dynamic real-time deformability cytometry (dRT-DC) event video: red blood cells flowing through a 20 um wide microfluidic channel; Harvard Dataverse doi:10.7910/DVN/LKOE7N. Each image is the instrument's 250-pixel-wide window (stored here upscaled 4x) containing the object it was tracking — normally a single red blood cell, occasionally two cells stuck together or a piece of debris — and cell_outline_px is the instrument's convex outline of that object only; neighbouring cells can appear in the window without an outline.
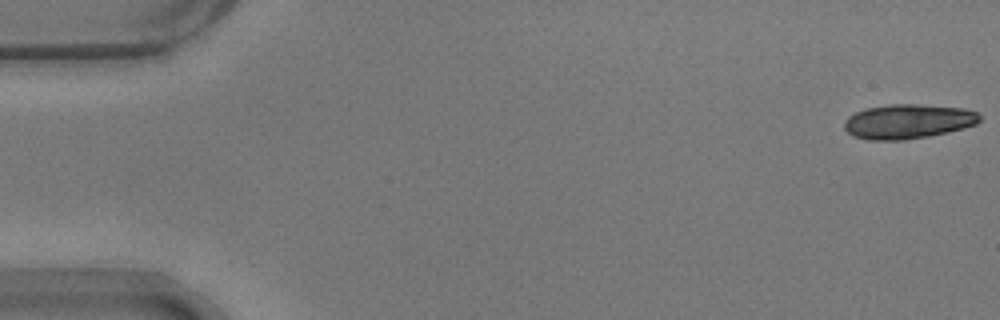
{"species": "common noctule bat (a hibernating species)", "species_latin": "Nyctalus noctula", "temperature_condition": "warm", "stored_images_in_passage": 10, "camera_frame_rate_fps": 3000, "um_per_image_px": 0.085, "animal": {"sex": "male", "body_mass_g": 17.9}, "frame": {"image": 1, "passage_image": 1, "time_ms": 0.0, "image_size_px": [1000, 320], "cell_outline_px": [[980, 120], [976, 124], [964, 128], [928, 136], [904, 140], [868, 140], [852, 136], [844, 128], [844, 120], [848, 116], [864, 108], [892, 104], [916, 104], [964, 108], [976, 112], [980, 116]], "centroid_in_image_um": [77.14, 10.32], "position_along_channel_um": 7.9, "area_um2": 27.28}}